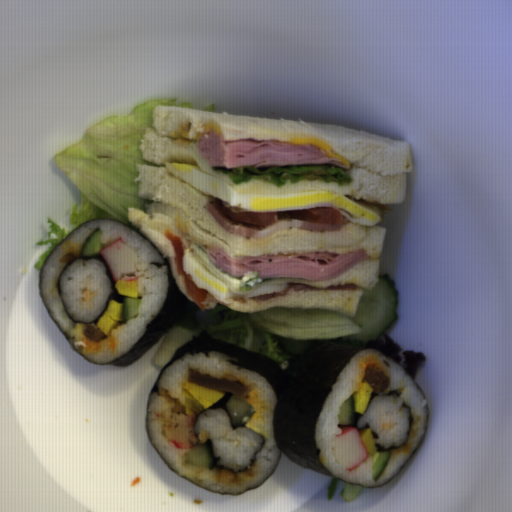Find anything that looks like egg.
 Masks as SVG:
<instances>
[{
    "label": "egg",
    "mask_w": 512,
    "mask_h": 512,
    "mask_svg": "<svg viewBox=\"0 0 512 512\" xmlns=\"http://www.w3.org/2000/svg\"><path fill=\"white\" fill-rule=\"evenodd\" d=\"M358 433L368 454V457H373L375 454H377L378 449L371 428H360Z\"/></svg>",
    "instance_id": "7"
},
{
    "label": "egg",
    "mask_w": 512,
    "mask_h": 512,
    "mask_svg": "<svg viewBox=\"0 0 512 512\" xmlns=\"http://www.w3.org/2000/svg\"><path fill=\"white\" fill-rule=\"evenodd\" d=\"M164 165L170 174L191 186L230 206H237L248 212L300 210L329 206L338 209L355 223L370 226L383 223L384 215L391 214L388 211H393L388 206L368 202L362 198L356 200L349 195L329 189L285 193H241L217 177L201 171L195 164L168 161Z\"/></svg>",
    "instance_id": "1"
},
{
    "label": "egg",
    "mask_w": 512,
    "mask_h": 512,
    "mask_svg": "<svg viewBox=\"0 0 512 512\" xmlns=\"http://www.w3.org/2000/svg\"><path fill=\"white\" fill-rule=\"evenodd\" d=\"M372 395V389L369 384L362 382L353 395L354 411L361 415L365 414L368 403Z\"/></svg>",
    "instance_id": "5"
},
{
    "label": "egg",
    "mask_w": 512,
    "mask_h": 512,
    "mask_svg": "<svg viewBox=\"0 0 512 512\" xmlns=\"http://www.w3.org/2000/svg\"><path fill=\"white\" fill-rule=\"evenodd\" d=\"M183 271L189 275L192 281L202 288L208 290V292L221 299L239 297L244 300L250 299L256 296L281 293L287 289V284H274L263 286L255 291H252L248 295L237 294L232 291L227 285L211 274L195 257L191 248H187L183 254Z\"/></svg>",
    "instance_id": "2"
},
{
    "label": "egg",
    "mask_w": 512,
    "mask_h": 512,
    "mask_svg": "<svg viewBox=\"0 0 512 512\" xmlns=\"http://www.w3.org/2000/svg\"><path fill=\"white\" fill-rule=\"evenodd\" d=\"M183 399L190 410L199 412L207 409L224 395L223 392L191 384L189 382L183 383Z\"/></svg>",
    "instance_id": "3"
},
{
    "label": "egg",
    "mask_w": 512,
    "mask_h": 512,
    "mask_svg": "<svg viewBox=\"0 0 512 512\" xmlns=\"http://www.w3.org/2000/svg\"><path fill=\"white\" fill-rule=\"evenodd\" d=\"M122 322H124L123 303L110 300L105 313L97 322L96 328L108 336Z\"/></svg>",
    "instance_id": "4"
},
{
    "label": "egg",
    "mask_w": 512,
    "mask_h": 512,
    "mask_svg": "<svg viewBox=\"0 0 512 512\" xmlns=\"http://www.w3.org/2000/svg\"><path fill=\"white\" fill-rule=\"evenodd\" d=\"M115 290L118 294L122 296L137 298L139 296V284L136 281H126L120 280L118 282L115 281L114 285Z\"/></svg>",
    "instance_id": "6"
}]
</instances>
